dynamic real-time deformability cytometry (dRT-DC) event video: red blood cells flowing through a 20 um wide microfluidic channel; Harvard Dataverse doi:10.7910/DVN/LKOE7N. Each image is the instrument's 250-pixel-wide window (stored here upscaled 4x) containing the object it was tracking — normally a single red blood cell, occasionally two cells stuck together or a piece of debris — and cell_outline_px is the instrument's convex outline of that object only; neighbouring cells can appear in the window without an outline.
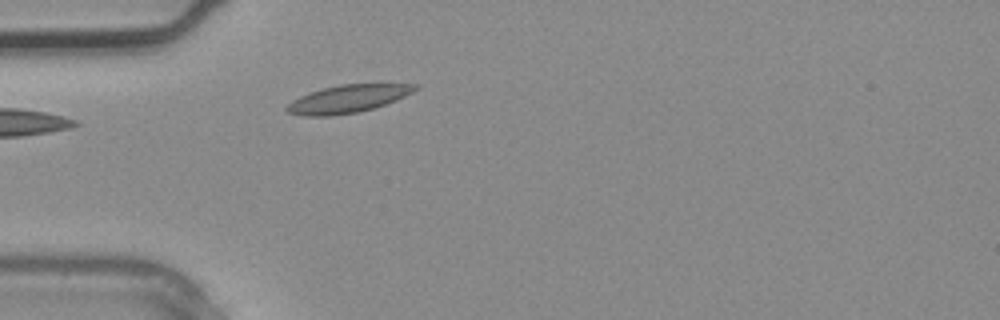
{"species": "common noctule bat (a hibernating species)", "species_latin": "Nyctalus noctula", "temperature_condition": "warm", "stored_images_in_passage": 2, "camera_frame_rate_fps": 3000, "um_per_image_px": 0.085, "animal": {"sex": "male", "body_mass_g": 20.4}, "frame": {"image": 1, "passage_image": 2, "time_ms": 0.333, "image_size_px": [1000, 320], "cell_outline_px": [[420, 88], [396, 100], [360, 112], [332, 116], [304, 116], [288, 112], [284, 108], [292, 100], [300, 96], [324, 88], [340, 84], [420, 84]], "centroid_in_image_um": [29.57, 8.41], "position_along_channel_um": 55.4, "area_um2": 20.63}}